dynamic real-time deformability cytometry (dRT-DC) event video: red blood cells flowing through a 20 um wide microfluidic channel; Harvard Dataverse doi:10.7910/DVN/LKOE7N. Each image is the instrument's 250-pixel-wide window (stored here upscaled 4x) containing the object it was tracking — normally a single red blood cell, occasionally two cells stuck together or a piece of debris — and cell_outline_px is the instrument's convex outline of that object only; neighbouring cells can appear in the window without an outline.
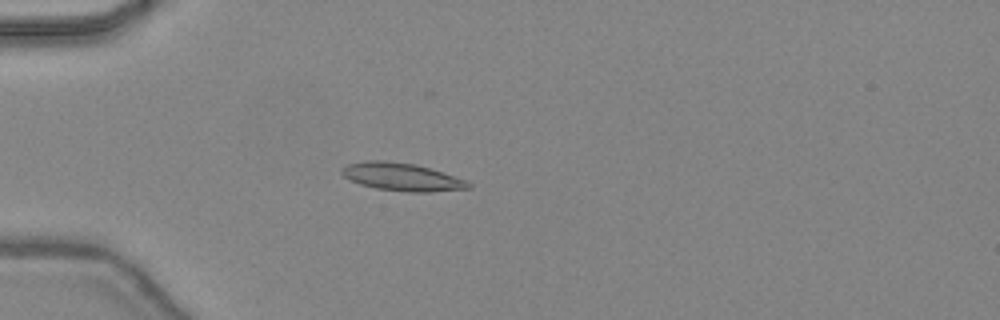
{"species": "common noctule bat (a hibernating species)", "species_latin": "Nyctalus noctula", "temperature_condition": "warm", "stored_images_in_passage": 48, "camera_frame_rate_fps": 3000, "um_per_image_px": 0.085, "animal": {"sex": "female", "body_mass_g": 24.6, "forearm_length_mm": 56.2}, "frame": {"image": 1, "passage_image": 15, "time_ms": 4.667, "image_size_px": [1000, 320], "cell_outline_px": [[472, 188], [432, 192], [408, 192], [376, 188], [360, 184], [344, 176], [340, 172], [340, 168], [348, 164], [368, 160], [384, 160], [416, 164], [468, 180], [472, 184]], "centroid_in_image_um": [34.19, 15.04], "position_along_channel_um": 50.8, "area_um2": 20.63}}
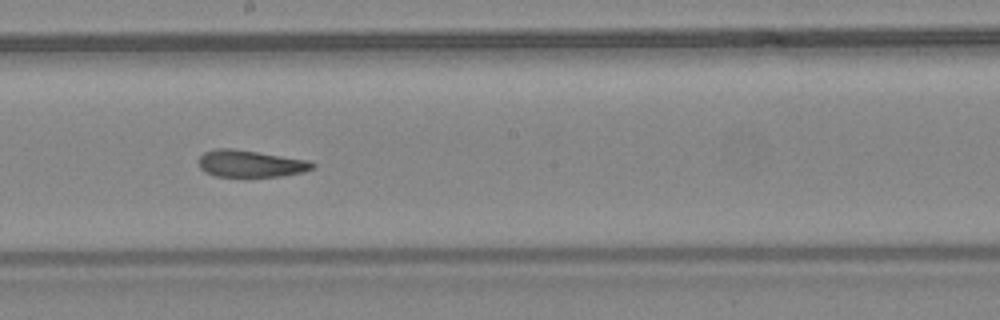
{"frame": {"image": 2, "passage_image": 28, "time_ms": 9.0, "image_size_px": [1000, 320], "cell_outline_px": [[316, 164], [312, 168], [304, 172], [280, 176], [216, 176], [204, 172], [200, 168], [200, 156], [204, 152], [216, 148], [232, 148], [308, 160]], "centroid_in_image_um": [21.28, 13.9], "position_along_channel_um": 226.9, "area_um2": 17.69}}
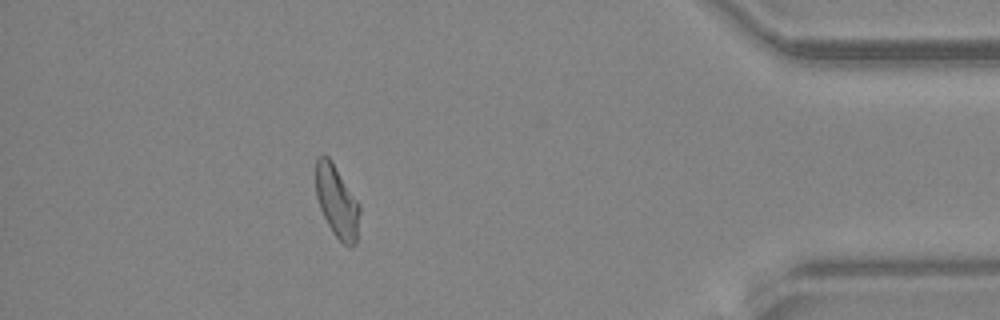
{"frame": {"image": 3, "passage_image": 43, "time_ms": 14.0, "image_size_px": [1000, 320], "cell_outline_px": [[360, 212], [356, 244], [352, 248], [348, 248], [332, 232], [320, 208], [316, 196], [316, 160], [320, 156], [328, 156], [332, 160], [360, 204]], "centroid_in_image_um": [28.66, 17.15], "position_along_channel_um": 406.5, "area_um2": 18.55}, "authors_computed_cell_mechanics": {"area_um2": 18.7272, "velocity_mm_per_s": 4.4768, "shape_relaxation_time_tau1_ms": null, "shape_relaxation_time_tau2_ms": 2.2797, "deformation_change_tau1": null, "deformation_change_tau2": 0.1031}}